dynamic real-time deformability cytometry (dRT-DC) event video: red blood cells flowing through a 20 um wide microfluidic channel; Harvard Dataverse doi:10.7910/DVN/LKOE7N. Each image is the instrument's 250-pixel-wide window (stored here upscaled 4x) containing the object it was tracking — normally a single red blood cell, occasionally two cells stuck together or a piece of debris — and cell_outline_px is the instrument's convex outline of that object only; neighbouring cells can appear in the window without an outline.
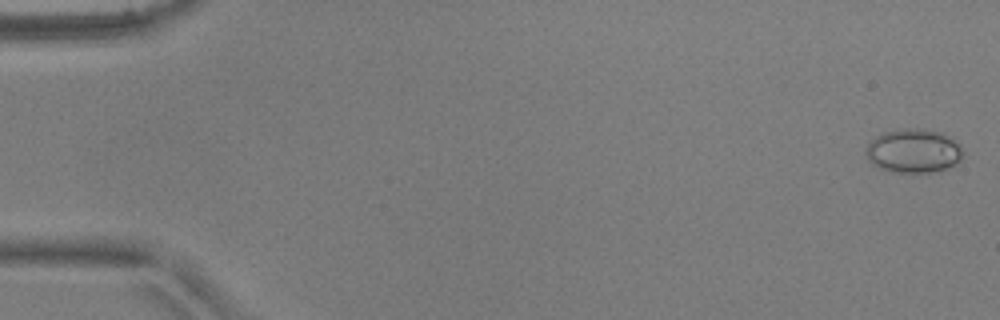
{"species": "common noctule bat (a hibernating species)", "species_latin": "Nyctalus noctula", "temperature_condition": "warm", "stored_images_in_passage": 53, "camera_frame_rate_fps": 3000, "um_per_image_px": 0.085, "animal": {"sex": "male", "body_mass_g": 17.9, "forearm_length_mm": 54.2}, "frame": {"image": 1, "passage_image": 1, "time_ms": 0.0, "image_size_px": [1000, 320], "cell_outline_px": [[960, 160], [956, 164], [948, 168], [932, 172], [892, 172], [880, 168], [872, 164], [868, 160], [864, 152], [868, 144], [876, 136], [884, 132], [904, 128], [924, 128], [944, 132], [960, 148]], "centroid_in_image_um": [77.6, 12.82], "position_along_channel_um": 7.4, "area_um2": 24.8}}
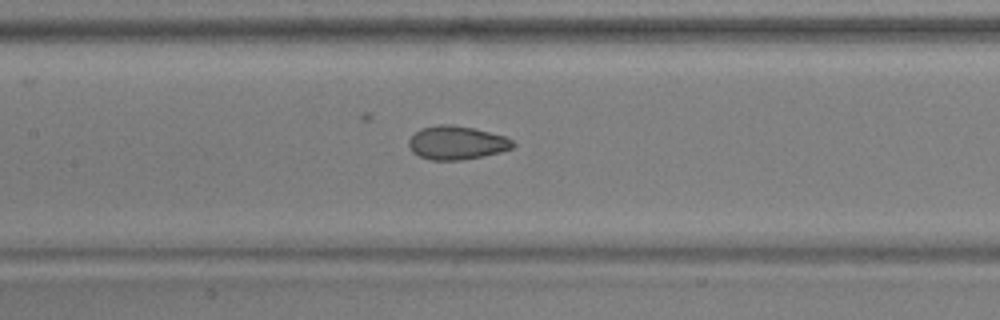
{"frame": {"image": 2, "passage_image": 25, "time_ms": 8.0, "image_size_px": [1000, 320], "cell_outline_px": [[516, 144], [512, 148], [500, 152], [460, 160], [432, 160], [420, 156], [412, 152], [408, 144], [408, 140], [420, 128], [440, 124], [448, 124], [472, 128], [504, 136], [512, 140]], "centroid_in_image_um": [38.79, 12.13], "position_along_channel_um": 168.6, "area_um2": 20.11}}
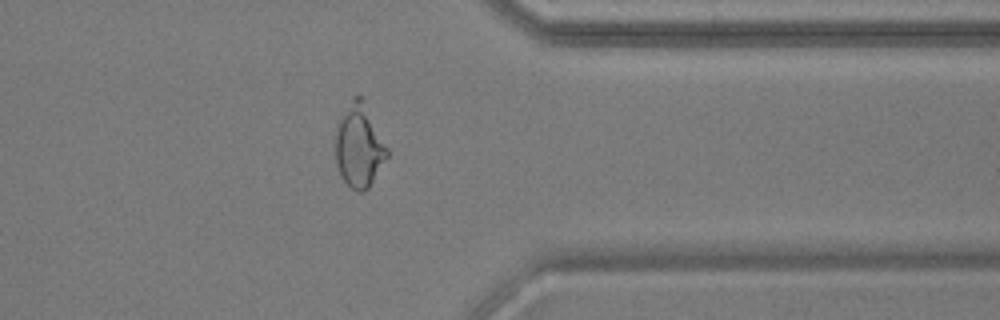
{"frame": {"image": 3, "passage_image": 42, "time_ms": 13.667, "image_size_px": [1000, 320], "cell_outline_px": [[388, 156], [368, 188], [364, 192], [360, 192], [352, 188], [340, 176], [336, 164], [336, 124], [340, 116], [352, 96], [360, 96], [388, 148]], "centroid_in_image_um": [30.5, 12.41], "position_along_channel_um": 380.9, "area_um2": 24.68}, "authors_computed_cell_mechanics": {"area_um2": 22.1374, "velocity_mm_per_s": 3.8853, "shape_relaxation_time_tau1_ms": null, "shape_relaxation_time_tau2_ms": 2.1855, "deformation_change_tau1": null, "deformation_change_tau2": 0.1025}}